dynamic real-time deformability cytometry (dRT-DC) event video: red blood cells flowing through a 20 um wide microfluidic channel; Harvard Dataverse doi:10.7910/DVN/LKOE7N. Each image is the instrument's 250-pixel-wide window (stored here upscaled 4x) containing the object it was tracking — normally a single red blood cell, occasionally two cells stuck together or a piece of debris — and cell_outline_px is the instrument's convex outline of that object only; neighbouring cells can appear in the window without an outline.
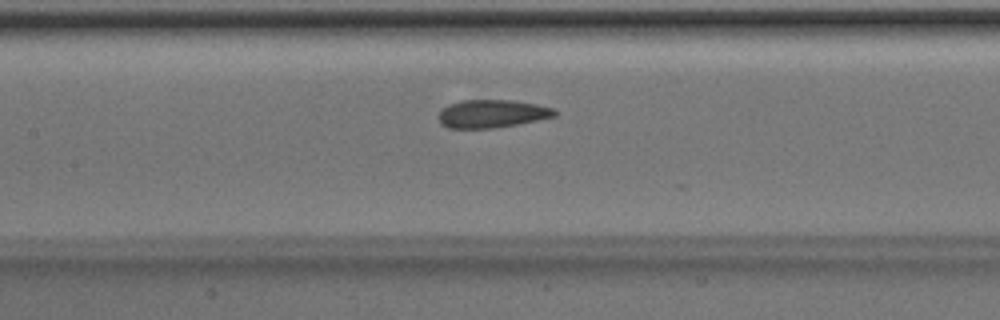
{"species": "Egyptian fruit bat (a non-hibernating species)", "species_latin": "Rousettus aegyptiacus", "temperature_condition": "room temperature", "stored_images_in_passage": 45, "camera_frame_rate_fps": 3000, "um_per_image_px": 0.085, "animal": {"sex": "male"}, "frame": {"image": 1, "passage_image": 18, "time_ms": 5.667, "image_size_px": [1000, 320], "cell_outline_px": [[560, 112], [556, 116], [516, 124], [492, 128], [448, 128], [440, 124], [436, 116], [440, 108], [448, 104], [460, 100], [512, 100], [536, 104], [556, 108]], "centroid_in_image_um": [41.78, 9.65], "position_along_channel_um": 165.6, "area_um2": 19.31}}
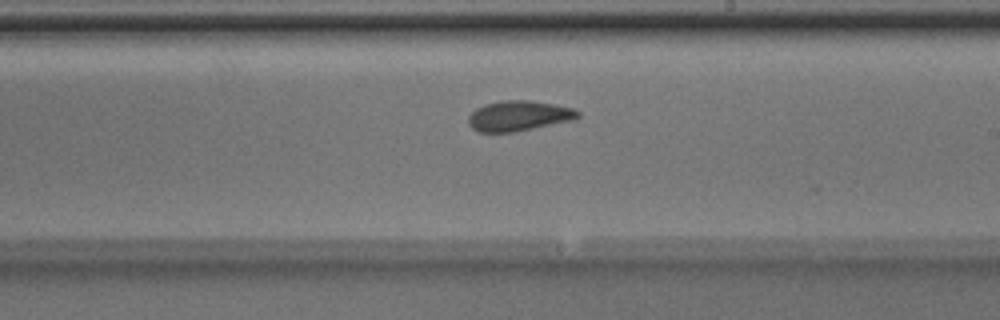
{"frame": {"image": 2, "passage_image": 24, "time_ms": 7.667, "image_size_px": [1000, 320], "cell_outline_px": [[580, 116], [576, 120], [516, 132], [476, 132], [468, 124], [468, 116], [476, 108], [484, 104], [500, 100], [528, 100], [556, 104], [572, 108], [580, 112]], "centroid_in_image_um": [44.11, 9.85], "position_along_channel_um": 244.9, "area_um2": 19.71}}
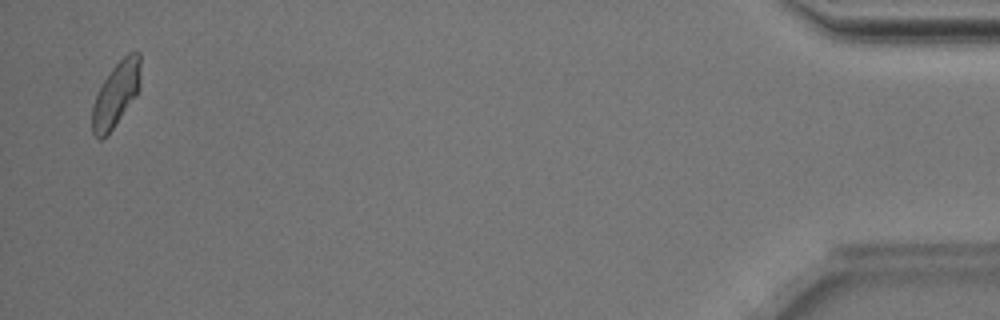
{"frame": {"image": 3, "passage_image": 44, "time_ms": 14.333, "image_size_px": [1000, 320], "cell_outline_px": [[140, 88], [136, 96], [112, 128], [100, 140], [92, 132], [92, 108], [96, 96], [104, 80], [112, 68], [128, 52], [140, 52]], "centroid_in_image_um": [9.88, 7.98], "position_along_channel_um": 425.3, "area_um2": 17.8}, "authors_computed_cell_mechanics": {"area_um2": 19.1318, "velocity_mm_per_s": 3.9786, "shape_relaxation_time_tau1_ms": 2.5376, "shape_relaxation_time_tau2_ms": 1.2536, "deformation_change_tau1": 0.1058, "deformation_change_tau2": 0.0673}}